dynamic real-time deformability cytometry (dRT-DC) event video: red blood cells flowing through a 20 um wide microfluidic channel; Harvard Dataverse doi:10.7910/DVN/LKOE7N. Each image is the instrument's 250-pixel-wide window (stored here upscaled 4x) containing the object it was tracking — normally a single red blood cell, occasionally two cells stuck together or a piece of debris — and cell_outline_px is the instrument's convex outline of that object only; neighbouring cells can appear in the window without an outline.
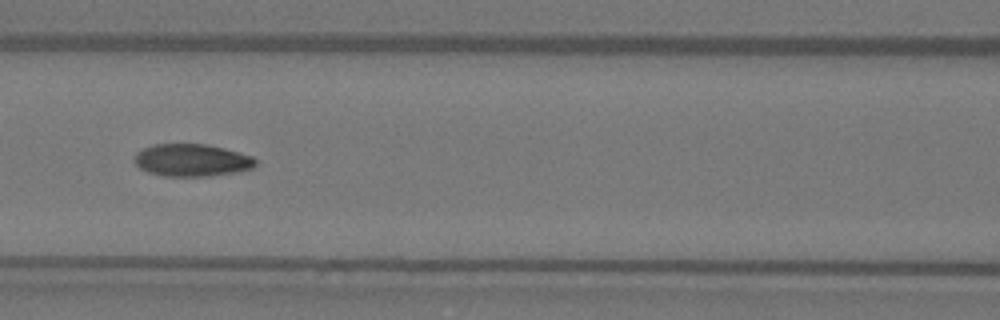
{"species": "Egyptian fruit bat (a non-hibernating species)", "species_latin": "Rousettus aegyptiacus", "temperature_condition": "warm", "stored_images_in_passage": 50, "camera_frame_rate_fps": 3000, "um_per_image_px": 0.085, "animal": {"sex": "female"}, "frame": {"image": 1, "passage_image": 22, "time_ms": 7.0, "image_size_px": [1000, 320], "cell_outline_px": [[256, 164], [252, 168], [240, 172], [212, 176], [164, 176], [148, 172], [140, 168], [136, 164], [136, 152], [152, 144], [204, 144], [224, 148], [240, 152], [252, 156], [256, 160]], "centroid_in_image_um": [16.34, 13.62], "position_along_channel_um": 150.3, "area_um2": 22.95}, "authors_computed_cell_mechanics": {"area_um2": 22.3686, "velocity_mm_per_s": 4.0716, "shape_relaxation_time_tau1_ms": 5.2426, "shape_relaxation_time_tau2_ms": null, "deformation_change_tau1": 0.1989, "deformation_change_tau2": null}}